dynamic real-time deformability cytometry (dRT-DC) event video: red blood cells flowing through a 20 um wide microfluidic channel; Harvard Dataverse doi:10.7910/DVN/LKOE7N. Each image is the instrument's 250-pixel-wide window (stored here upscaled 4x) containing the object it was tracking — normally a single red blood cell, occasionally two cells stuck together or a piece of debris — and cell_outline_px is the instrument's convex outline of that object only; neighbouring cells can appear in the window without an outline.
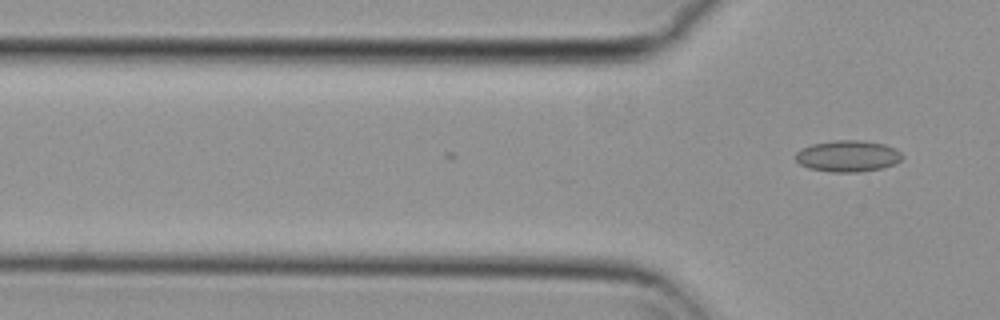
{"species": "common noctule bat (a hibernating species)", "species_latin": "Nyctalus noctula", "temperature_condition": "cold", "stored_images_in_passage": 2, "camera_frame_rate_fps": 3000, "um_per_image_px": 0.085, "animal": {"sex": "female", "body_mass_g": 29.2, "forearm_length_mm": 56.3}, "frame": {"image": 1, "passage_image": 2, "time_ms": 0.333, "image_size_px": [1000, 320], "cell_outline_px": [[904, 156], [896, 164], [880, 168], [856, 172], [832, 172], [808, 168], [800, 164], [796, 160], [796, 152], [812, 144], [836, 140], [864, 140], [884, 144], [896, 148]], "centroid_in_image_um": [72.09, 13.26], "position_along_channel_um": 53.7, "area_um2": 19.48}}